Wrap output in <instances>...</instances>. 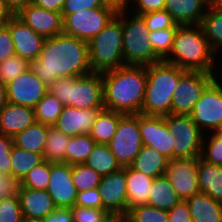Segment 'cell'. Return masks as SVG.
Wrapping results in <instances>:
<instances>
[{"instance_id": "cell-13", "label": "cell", "mask_w": 222, "mask_h": 222, "mask_svg": "<svg viewBox=\"0 0 222 222\" xmlns=\"http://www.w3.org/2000/svg\"><path fill=\"white\" fill-rule=\"evenodd\" d=\"M198 158L168 160L165 176L183 201L200 192L197 178Z\"/></svg>"}, {"instance_id": "cell-42", "label": "cell", "mask_w": 222, "mask_h": 222, "mask_svg": "<svg viewBox=\"0 0 222 222\" xmlns=\"http://www.w3.org/2000/svg\"><path fill=\"white\" fill-rule=\"evenodd\" d=\"M74 222H113L115 216L107 213L104 209L80 207L74 205L71 208Z\"/></svg>"}, {"instance_id": "cell-41", "label": "cell", "mask_w": 222, "mask_h": 222, "mask_svg": "<svg viewBox=\"0 0 222 222\" xmlns=\"http://www.w3.org/2000/svg\"><path fill=\"white\" fill-rule=\"evenodd\" d=\"M31 68V64L14 55L0 62V83L7 84Z\"/></svg>"}, {"instance_id": "cell-43", "label": "cell", "mask_w": 222, "mask_h": 222, "mask_svg": "<svg viewBox=\"0 0 222 222\" xmlns=\"http://www.w3.org/2000/svg\"><path fill=\"white\" fill-rule=\"evenodd\" d=\"M23 219L16 191L0 199V222H21Z\"/></svg>"}, {"instance_id": "cell-34", "label": "cell", "mask_w": 222, "mask_h": 222, "mask_svg": "<svg viewBox=\"0 0 222 222\" xmlns=\"http://www.w3.org/2000/svg\"><path fill=\"white\" fill-rule=\"evenodd\" d=\"M96 142L89 134L71 136L66 148L65 163L83 164L92 152Z\"/></svg>"}, {"instance_id": "cell-5", "label": "cell", "mask_w": 222, "mask_h": 222, "mask_svg": "<svg viewBox=\"0 0 222 222\" xmlns=\"http://www.w3.org/2000/svg\"><path fill=\"white\" fill-rule=\"evenodd\" d=\"M64 106L80 109L105 108L102 74L91 72L80 77L56 79L48 90Z\"/></svg>"}, {"instance_id": "cell-15", "label": "cell", "mask_w": 222, "mask_h": 222, "mask_svg": "<svg viewBox=\"0 0 222 222\" xmlns=\"http://www.w3.org/2000/svg\"><path fill=\"white\" fill-rule=\"evenodd\" d=\"M139 130L143 145L156 149L168 160L173 159L176 136L168 130L164 116L140 113Z\"/></svg>"}, {"instance_id": "cell-16", "label": "cell", "mask_w": 222, "mask_h": 222, "mask_svg": "<svg viewBox=\"0 0 222 222\" xmlns=\"http://www.w3.org/2000/svg\"><path fill=\"white\" fill-rule=\"evenodd\" d=\"M6 90L9 103L35 108L37 103L46 95L49 87L29 68L13 81L7 83Z\"/></svg>"}, {"instance_id": "cell-62", "label": "cell", "mask_w": 222, "mask_h": 222, "mask_svg": "<svg viewBox=\"0 0 222 222\" xmlns=\"http://www.w3.org/2000/svg\"><path fill=\"white\" fill-rule=\"evenodd\" d=\"M210 2H217V1H222V0H209Z\"/></svg>"}, {"instance_id": "cell-8", "label": "cell", "mask_w": 222, "mask_h": 222, "mask_svg": "<svg viewBox=\"0 0 222 222\" xmlns=\"http://www.w3.org/2000/svg\"><path fill=\"white\" fill-rule=\"evenodd\" d=\"M168 130L176 136L173 145V158L201 157L203 132L190 115L169 114L164 116Z\"/></svg>"}, {"instance_id": "cell-24", "label": "cell", "mask_w": 222, "mask_h": 222, "mask_svg": "<svg viewBox=\"0 0 222 222\" xmlns=\"http://www.w3.org/2000/svg\"><path fill=\"white\" fill-rule=\"evenodd\" d=\"M154 178L133 169L125 167L128 210L138 205L148 204L150 188Z\"/></svg>"}, {"instance_id": "cell-51", "label": "cell", "mask_w": 222, "mask_h": 222, "mask_svg": "<svg viewBox=\"0 0 222 222\" xmlns=\"http://www.w3.org/2000/svg\"><path fill=\"white\" fill-rule=\"evenodd\" d=\"M136 11L133 14L143 15L145 13L164 10L166 0H133Z\"/></svg>"}, {"instance_id": "cell-2", "label": "cell", "mask_w": 222, "mask_h": 222, "mask_svg": "<svg viewBox=\"0 0 222 222\" xmlns=\"http://www.w3.org/2000/svg\"><path fill=\"white\" fill-rule=\"evenodd\" d=\"M101 74L106 109L124 115L142 113L147 66L125 65Z\"/></svg>"}, {"instance_id": "cell-48", "label": "cell", "mask_w": 222, "mask_h": 222, "mask_svg": "<svg viewBox=\"0 0 222 222\" xmlns=\"http://www.w3.org/2000/svg\"><path fill=\"white\" fill-rule=\"evenodd\" d=\"M101 7H104L101 0H66L61 13L64 18L68 14Z\"/></svg>"}, {"instance_id": "cell-37", "label": "cell", "mask_w": 222, "mask_h": 222, "mask_svg": "<svg viewBox=\"0 0 222 222\" xmlns=\"http://www.w3.org/2000/svg\"><path fill=\"white\" fill-rule=\"evenodd\" d=\"M177 28L170 27L149 32L153 53L160 61H165L170 56Z\"/></svg>"}, {"instance_id": "cell-49", "label": "cell", "mask_w": 222, "mask_h": 222, "mask_svg": "<svg viewBox=\"0 0 222 222\" xmlns=\"http://www.w3.org/2000/svg\"><path fill=\"white\" fill-rule=\"evenodd\" d=\"M15 48L9 30V21L0 25V62L5 61L7 58L14 56Z\"/></svg>"}, {"instance_id": "cell-25", "label": "cell", "mask_w": 222, "mask_h": 222, "mask_svg": "<svg viewBox=\"0 0 222 222\" xmlns=\"http://www.w3.org/2000/svg\"><path fill=\"white\" fill-rule=\"evenodd\" d=\"M197 178L200 193H205L222 204V166L198 157Z\"/></svg>"}, {"instance_id": "cell-11", "label": "cell", "mask_w": 222, "mask_h": 222, "mask_svg": "<svg viewBox=\"0 0 222 222\" xmlns=\"http://www.w3.org/2000/svg\"><path fill=\"white\" fill-rule=\"evenodd\" d=\"M216 77L214 73L187 71L173 92L171 114L190 115L206 87Z\"/></svg>"}, {"instance_id": "cell-27", "label": "cell", "mask_w": 222, "mask_h": 222, "mask_svg": "<svg viewBox=\"0 0 222 222\" xmlns=\"http://www.w3.org/2000/svg\"><path fill=\"white\" fill-rule=\"evenodd\" d=\"M168 159L156 149L143 145L132 164L133 169L147 176L156 178L164 176Z\"/></svg>"}, {"instance_id": "cell-56", "label": "cell", "mask_w": 222, "mask_h": 222, "mask_svg": "<svg viewBox=\"0 0 222 222\" xmlns=\"http://www.w3.org/2000/svg\"><path fill=\"white\" fill-rule=\"evenodd\" d=\"M6 6L16 15L21 9L32 4L33 0H4Z\"/></svg>"}, {"instance_id": "cell-61", "label": "cell", "mask_w": 222, "mask_h": 222, "mask_svg": "<svg viewBox=\"0 0 222 222\" xmlns=\"http://www.w3.org/2000/svg\"><path fill=\"white\" fill-rule=\"evenodd\" d=\"M217 134H219L222 137V125L221 127L216 131Z\"/></svg>"}, {"instance_id": "cell-18", "label": "cell", "mask_w": 222, "mask_h": 222, "mask_svg": "<svg viewBox=\"0 0 222 222\" xmlns=\"http://www.w3.org/2000/svg\"><path fill=\"white\" fill-rule=\"evenodd\" d=\"M16 16L44 38L54 37L63 33V16L61 12L49 11L30 4L21 9Z\"/></svg>"}, {"instance_id": "cell-55", "label": "cell", "mask_w": 222, "mask_h": 222, "mask_svg": "<svg viewBox=\"0 0 222 222\" xmlns=\"http://www.w3.org/2000/svg\"><path fill=\"white\" fill-rule=\"evenodd\" d=\"M130 0H101L103 6L111 8L116 13L125 12Z\"/></svg>"}, {"instance_id": "cell-59", "label": "cell", "mask_w": 222, "mask_h": 222, "mask_svg": "<svg viewBox=\"0 0 222 222\" xmlns=\"http://www.w3.org/2000/svg\"><path fill=\"white\" fill-rule=\"evenodd\" d=\"M21 222H44L43 219H31V218H24Z\"/></svg>"}, {"instance_id": "cell-50", "label": "cell", "mask_w": 222, "mask_h": 222, "mask_svg": "<svg viewBox=\"0 0 222 222\" xmlns=\"http://www.w3.org/2000/svg\"><path fill=\"white\" fill-rule=\"evenodd\" d=\"M168 222H193L186 201L181 200L168 211Z\"/></svg>"}, {"instance_id": "cell-6", "label": "cell", "mask_w": 222, "mask_h": 222, "mask_svg": "<svg viewBox=\"0 0 222 222\" xmlns=\"http://www.w3.org/2000/svg\"><path fill=\"white\" fill-rule=\"evenodd\" d=\"M122 39V22L115 16L104 29L88 41L92 72L102 73L125 66Z\"/></svg>"}, {"instance_id": "cell-22", "label": "cell", "mask_w": 222, "mask_h": 222, "mask_svg": "<svg viewBox=\"0 0 222 222\" xmlns=\"http://www.w3.org/2000/svg\"><path fill=\"white\" fill-rule=\"evenodd\" d=\"M35 121L34 108L8 102L0 111V133L14 137Z\"/></svg>"}, {"instance_id": "cell-45", "label": "cell", "mask_w": 222, "mask_h": 222, "mask_svg": "<svg viewBox=\"0 0 222 222\" xmlns=\"http://www.w3.org/2000/svg\"><path fill=\"white\" fill-rule=\"evenodd\" d=\"M208 142L206 145L203 139L201 158L211 164L222 166V137L213 132Z\"/></svg>"}, {"instance_id": "cell-32", "label": "cell", "mask_w": 222, "mask_h": 222, "mask_svg": "<svg viewBox=\"0 0 222 222\" xmlns=\"http://www.w3.org/2000/svg\"><path fill=\"white\" fill-rule=\"evenodd\" d=\"M11 177L19 184L27 173L35 166L44 162L40 153L25 150L13 145L11 152Z\"/></svg>"}, {"instance_id": "cell-40", "label": "cell", "mask_w": 222, "mask_h": 222, "mask_svg": "<svg viewBox=\"0 0 222 222\" xmlns=\"http://www.w3.org/2000/svg\"><path fill=\"white\" fill-rule=\"evenodd\" d=\"M129 222H168V211L148 204L130 208L125 216Z\"/></svg>"}, {"instance_id": "cell-20", "label": "cell", "mask_w": 222, "mask_h": 222, "mask_svg": "<svg viewBox=\"0 0 222 222\" xmlns=\"http://www.w3.org/2000/svg\"><path fill=\"white\" fill-rule=\"evenodd\" d=\"M103 108L80 109L64 106L57 122L53 125L68 136L89 134L100 110Z\"/></svg>"}, {"instance_id": "cell-19", "label": "cell", "mask_w": 222, "mask_h": 222, "mask_svg": "<svg viewBox=\"0 0 222 222\" xmlns=\"http://www.w3.org/2000/svg\"><path fill=\"white\" fill-rule=\"evenodd\" d=\"M9 30L15 54L31 64L39 57L45 38L34 32L16 15L9 20Z\"/></svg>"}, {"instance_id": "cell-29", "label": "cell", "mask_w": 222, "mask_h": 222, "mask_svg": "<svg viewBox=\"0 0 222 222\" xmlns=\"http://www.w3.org/2000/svg\"><path fill=\"white\" fill-rule=\"evenodd\" d=\"M49 125L35 121L31 126L13 137V144L28 151L43 155Z\"/></svg>"}, {"instance_id": "cell-39", "label": "cell", "mask_w": 222, "mask_h": 222, "mask_svg": "<svg viewBox=\"0 0 222 222\" xmlns=\"http://www.w3.org/2000/svg\"><path fill=\"white\" fill-rule=\"evenodd\" d=\"M50 173L51 162L44 161L32 168L18 185L35 190H46L50 180Z\"/></svg>"}, {"instance_id": "cell-53", "label": "cell", "mask_w": 222, "mask_h": 222, "mask_svg": "<svg viewBox=\"0 0 222 222\" xmlns=\"http://www.w3.org/2000/svg\"><path fill=\"white\" fill-rule=\"evenodd\" d=\"M17 183L11 176L0 173V199L8 197L16 191Z\"/></svg>"}, {"instance_id": "cell-35", "label": "cell", "mask_w": 222, "mask_h": 222, "mask_svg": "<svg viewBox=\"0 0 222 222\" xmlns=\"http://www.w3.org/2000/svg\"><path fill=\"white\" fill-rule=\"evenodd\" d=\"M70 136L59 131L55 126H49L46 146L43 153L44 160L48 162L65 163V153Z\"/></svg>"}, {"instance_id": "cell-21", "label": "cell", "mask_w": 222, "mask_h": 222, "mask_svg": "<svg viewBox=\"0 0 222 222\" xmlns=\"http://www.w3.org/2000/svg\"><path fill=\"white\" fill-rule=\"evenodd\" d=\"M22 216L31 219H43L57 207L47 190H35L16 186Z\"/></svg>"}, {"instance_id": "cell-3", "label": "cell", "mask_w": 222, "mask_h": 222, "mask_svg": "<svg viewBox=\"0 0 222 222\" xmlns=\"http://www.w3.org/2000/svg\"><path fill=\"white\" fill-rule=\"evenodd\" d=\"M214 56L201 25H179L170 56L165 62L187 71L214 73Z\"/></svg>"}, {"instance_id": "cell-38", "label": "cell", "mask_w": 222, "mask_h": 222, "mask_svg": "<svg viewBox=\"0 0 222 222\" xmlns=\"http://www.w3.org/2000/svg\"><path fill=\"white\" fill-rule=\"evenodd\" d=\"M101 177L94 169L84 163L72 165V179L78 192L97 188Z\"/></svg>"}, {"instance_id": "cell-58", "label": "cell", "mask_w": 222, "mask_h": 222, "mask_svg": "<svg viewBox=\"0 0 222 222\" xmlns=\"http://www.w3.org/2000/svg\"><path fill=\"white\" fill-rule=\"evenodd\" d=\"M8 103V94L6 90V85L0 83V111L5 107Z\"/></svg>"}, {"instance_id": "cell-52", "label": "cell", "mask_w": 222, "mask_h": 222, "mask_svg": "<svg viewBox=\"0 0 222 222\" xmlns=\"http://www.w3.org/2000/svg\"><path fill=\"white\" fill-rule=\"evenodd\" d=\"M44 222H74L71 208H56L43 218Z\"/></svg>"}, {"instance_id": "cell-12", "label": "cell", "mask_w": 222, "mask_h": 222, "mask_svg": "<svg viewBox=\"0 0 222 222\" xmlns=\"http://www.w3.org/2000/svg\"><path fill=\"white\" fill-rule=\"evenodd\" d=\"M190 117L203 132L207 128L216 132L222 125V84L215 78L195 104Z\"/></svg>"}, {"instance_id": "cell-4", "label": "cell", "mask_w": 222, "mask_h": 222, "mask_svg": "<svg viewBox=\"0 0 222 222\" xmlns=\"http://www.w3.org/2000/svg\"><path fill=\"white\" fill-rule=\"evenodd\" d=\"M186 72L187 70L165 61L148 65L142 114L154 116L171 114L173 92L179 79Z\"/></svg>"}, {"instance_id": "cell-9", "label": "cell", "mask_w": 222, "mask_h": 222, "mask_svg": "<svg viewBox=\"0 0 222 222\" xmlns=\"http://www.w3.org/2000/svg\"><path fill=\"white\" fill-rule=\"evenodd\" d=\"M108 146L122 168L132 164L143 147L139 114H125L120 118L116 133Z\"/></svg>"}, {"instance_id": "cell-26", "label": "cell", "mask_w": 222, "mask_h": 222, "mask_svg": "<svg viewBox=\"0 0 222 222\" xmlns=\"http://www.w3.org/2000/svg\"><path fill=\"white\" fill-rule=\"evenodd\" d=\"M193 222H222V204L205 193H197L185 200Z\"/></svg>"}, {"instance_id": "cell-44", "label": "cell", "mask_w": 222, "mask_h": 222, "mask_svg": "<svg viewBox=\"0 0 222 222\" xmlns=\"http://www.w3.org/2000/svg\"><path fill=\"white\" fill-rule=\"evenodd\" d=\"M140 16L144 19L149 32L179 26L166 10L149 12Z\"/></svg>"}, {"instance_id": "cell-57", "label": "cell", "mask_w": 222, "mask_h": 222, "mask_svg": "<svg viewBox=\"0 0 222 222\" xmlns=\"http://www.w3.org/2000/svg\"><path fill=\"white\" fill-rule=\"evenodd\" d=\"M14 14L11 10L6 6L4 0H0V25L6 24Z\"/></svg>"}, {"instance_id": "cell-33", "label": "cell", "mask_w": 222, "mask_h": 222, "mask_svg": "<svg viewBox=\"0 0 222 222\" xmlns=\"http://www.w3.org/2000/svg\"><path fill=\"white\" fill-rule=\"evenodd\" d=\"M84 164L105 176L120 170L122 167L112 154L108 144L96 143Z\"/></svg>"}, {"instance_id": "cell-30", "label": "cell", "mask_w": 222, "mask_h": 222, "mask_svg": "<svg viewBox=\"0 0 222 222\" xmlns=\"http://www.w3.org/2000/svg\"><path fill=\"white\" fill-rule=\"evenodd\" d=\"M180 201L177 192L165 175L154 178L150 188L148 205L169 211Z\"/></svg>"}, {"instance_id": "cell-28", "label": "cell", "mask_w": 222, "mask_h": 222, "mask_svg": "<svg viewBox=\"0 0 222 222\" xmlns=\"http://www.w3.org/2000/svg\"><path fill=\"white\" fill-rule=\"evenodd\" d=\"M201 27L215 53L222 49V1L210 2Z\"/></svg>"}, {"instance_id": "cell-47", "label": "cell", "mask_w": 222, "mask_h": 222, "mask_svg": "<svg viewBox=\"0 0 222 222\" xmlns=\"http://www.w3.org/2000/svg\"><path fill=\"white\" fill-rule=\"evenodd\" d=\"M75 205L80 207L104 209L103 202L97 188L78 192Z\"/></svg>"}, {"instance_id": "cell-54", "label": "cell", "mask_w": 222, "mask_h": 222, "mask_svg": "<svg viewBox=\"0 0 222 222\" xmlns=\"http://www.w3.org/2000/svg\"><path fill=\"white\" fill-rule=\"evenodd\" d=\"M66 0H33L32 4L53 12H61Z\"/></svg>"}, {"instance_id": "cell-10", "label": "cell", "mask_w": 222, "mask_h": 222, "mask_svg": "<svg viewBox=\"0 0 222 222\" xmlns=\"http://www.w3.org/2000/svg\"><path fill=\"white\" fill-rule=\"evenodd\" d=\"M116 15L114 10L105 6L68 14L63 18V34L88 42Z\"/></svg>"}, {"instance_id": "cell-36", "label": "cell", "mask_w": 222, "mask_h": 222, "mask_svg": "<svg viewBox=\"0 0 222 222\" xmlns=\"http://www.w3.org/2000/svg\"><path fill=\"white\" fill-rule=\"evenodd\" d=\"M63 108L64 105L48 91L34 108L35 119L42 124L53 126Z\"/></svg>"}, {"instance_id": "cell-1", "label": "cell", "mask_w": 222, "mask_h": 222, "mask_svg": "<svg viewBox=\"0 0 222 222\" xmlns=\"http://www.w3.org/2000/svg\"><path fill=\"white\" fill-rule=\"evenodd\" d=\"M31 69L48 87L58 78L87 75L92 72L88 42L63 33L45 38Z\"/></svg>"}, {"instance_id": "cell-7", "label": "cell", "mask_w": 222, "mask_h": 222, "mask_svg": "<svg viewBox=\"0 0 222 222\" xmlns=\"http://www.w3.org/2000/svg\"><path fill=\"white\" fill-rule=\"evenodd\" d=\"M116 16L122 22L125 65L148 66L160 62L153 53L149 30L144 19L135 14L126 19V11L119 12Z\"/></svg>"}, {"instance_id": "cell-14", "label": "cell", "mask_w": 222, "mask_h": 222, "mask_svg": "<svg viewBox=\"0 0 222 222\" xmlns=\"http://www.w3.org/2000/svg\"><path fill=\"white\" fill-rule=\"evenodd\" d=\"M104 210L117 217H125L128 212L125 167L102 176L97 187Z\"/></svg>"}, {"instance_id": "cell-17", "label": "cell", "mask_w": 222, "mask_h": 222, "mask_svg": "<svg viewBox=\"0 0 222 222\" xmlns=\"http://www.w3.org/2000/svg\"><path fill=\"white\" fill-rule=\"evenodd\" d=\"M46 190L57 208H72L78 194L72 179V165L51 162L50 180Z\"/></svg>"}, {"instance_id": "cell-46", "label": "cell", "mask_w": 222, "mask_h": 222, "mask_svg": "<svg viewBox=\"0 0 222 222\" xmlns=\"http://www.w3.org/2000/svg\"><path fill=\"white\" fill-rule=\"evenodd\" d=\"M13 137L0 133V173L11 176Z\"/></svg>"}, {"instance_id": "cell-23", "label": "cell", "mask_w": 222, "mask_h": 222, "mask_svg": "<svg viewBox=\"0 0 222 222\" xmlns=\"http://www.w3.org/2000/svg\"><path fill=\"white\" fill-rule=\"evenodd\" d=\"M209 3V0H166L164 10L178 25H200Z\"/></svg>"}, {"instance_id": "cell-60", "label": "cell", "mask_w": 222, "mask_h": 222, "mask_svg": "<svg viewBox=\"0 0 222 222\" xmlns=\"http://www.w3.org/2000/svg\"><path fill=\"white\" fill-rule=\"evenodd\" d=\"M113 222H129L125 217H117Z\"/></svg>"}, {"instance_id": "cell-31", "label": "cell", "mask_w": 222, "mask_h": 222, "mask_svg": "<svg viewBox=\"0 0 222 222\" xmlns=\"http://www.w3.org/2000/svg\"><path fill=\"white\" fill-rule=\"evenodd\" d=\"M123 115L103 108L99 111L89 135L96 143L108 144L115 135L119 120Z\"/></svg>"}]
</instances>
